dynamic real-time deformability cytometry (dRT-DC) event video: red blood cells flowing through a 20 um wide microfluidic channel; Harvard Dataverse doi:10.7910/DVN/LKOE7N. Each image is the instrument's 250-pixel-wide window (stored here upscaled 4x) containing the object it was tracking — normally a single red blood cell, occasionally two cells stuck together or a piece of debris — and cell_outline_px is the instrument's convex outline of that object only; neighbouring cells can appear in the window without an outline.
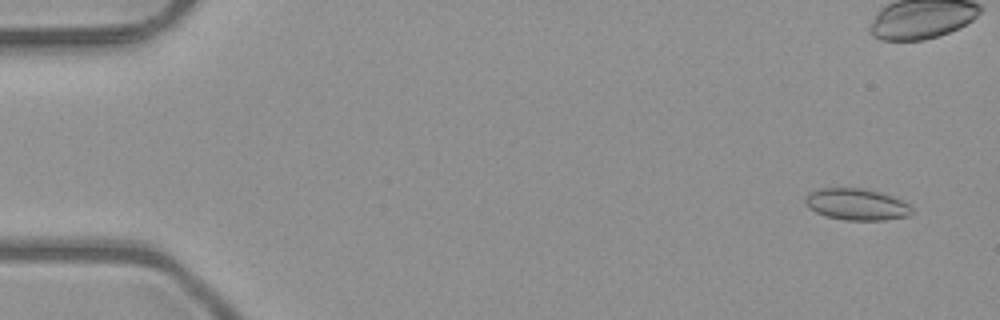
{"species": "common noctule bat (a hibernating species)", "species_latin": "Nyctalus noctula", "temperature_condition": "room temperature", "stored_images_in_passage": 53, "camera_frame_rate_fps": 3000, "um_per_image_px": 0.085, "animal": {"sex": "male", "body_mass_g": 23.1, "forearm_length_mm": 52.7}, "frame": {"image": 1, "passage_image": 4, "time_ms": 1.0, "image_size_px": [1000, 320], "cell_outline_px": [[912, 212], [908, 216], [884, 220], [844, 220], [828, 216], [816, 212], [808, 208], [804, 204], [804, 196], [808, 192], [816, 188], [860, 188], [880, 192], [892, 196], [912, 204]], "centroid_in_image_um": [72.78, 17.36], "position_along_channel_um": 12.2, "area_um2": 19.88}}
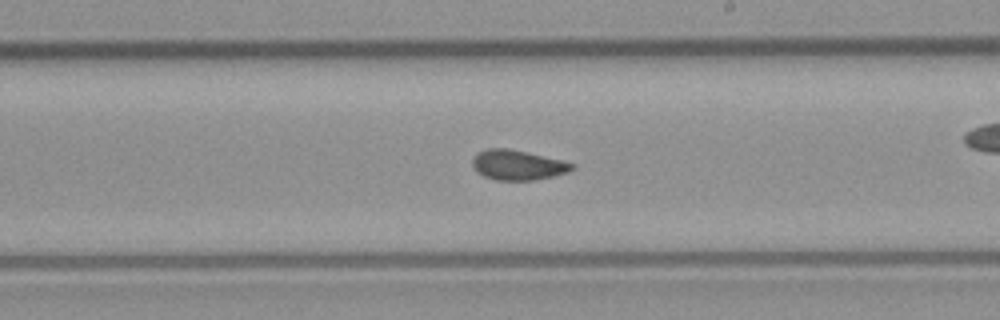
{"frame": {"image": 2, "passage_image": 31, "time_ms": 10.0, "image_size_px": [1000, 320], "cell_outline_px": [[576, 168], [568, 172], [552, 176], [532, 180], [496, 180], [484, 176], [476, 172], [472, 164], [472, 160], [476, 152], [488, 148], [508, 148], [560, 160], [576, 164]], "centroid_in_image_um": [43.98, 14.02], "position_along_channel_um": 245.0, "area_um2": 17.34}}
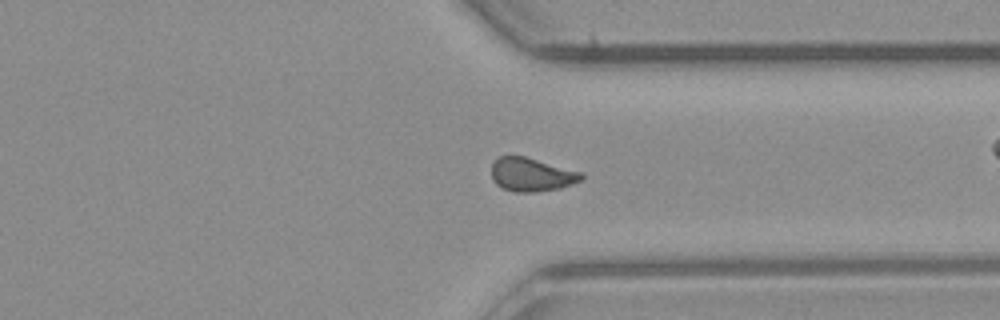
{"frame": {"image": 3, "passage_image": 40, "time_ms": 13.0, "image_size_px": [1000, 320], "cell_outline_px": [[584, 180], [560, 188], [532, 192], [516, 192], [504, 188], [496, 184], [492, 180], [492, 164], [500, 156], [524, 156], [584, 172]], "centroid_in_image_um": [45.23, 14.84], "position_along_channel_um": 366.2, "area_um2": 17.63}, "authors_computed_cell_mechanics": {"area_um2": 17.629, "velocity_mm_per_s": 4.0546, "shape_relaxation_time_tau1_ms": null, "shape_relaxation_time_tau2_ms": 1.5037, "deformation_change_tau1": null, "deformation_change_tau2": 0.0462}}